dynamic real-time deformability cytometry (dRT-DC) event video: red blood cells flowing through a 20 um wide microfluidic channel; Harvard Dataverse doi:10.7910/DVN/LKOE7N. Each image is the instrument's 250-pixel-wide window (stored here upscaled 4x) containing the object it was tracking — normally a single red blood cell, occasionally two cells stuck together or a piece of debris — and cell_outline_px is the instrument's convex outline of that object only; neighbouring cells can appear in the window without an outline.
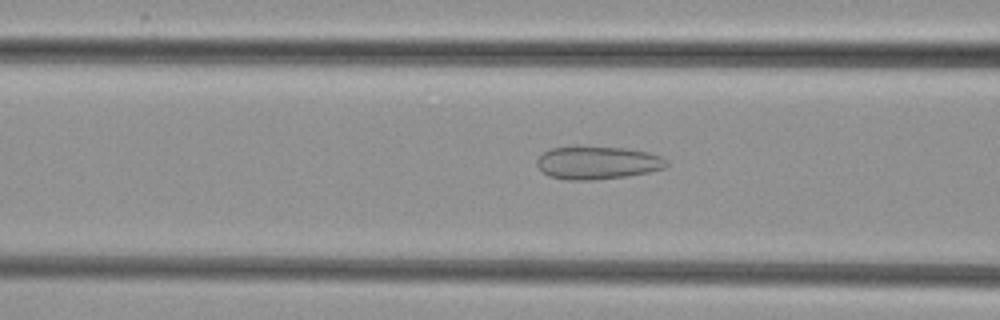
{"species": "common noctule bat (a hibernating species)", "species_latin": "Nyctalus noctula", "temperature_condition": "cold", "stored_images_in_passage": 42, "camera_frame_rate_fps": 3000, "um_per_image_px": 0.085, "animal": {"sex": "female", "body_mass_g": 29.2, "forearm_length_mm": 56.3}, "frame": {"image": 1, "passage_image": 17, "time_ms": 5.333, "image_size_px": [1000, 320], "cell_outline_px": [[668, 164], [664, 168], [648, 172], [624, 176], [596, 180], [568, 180], [548, 176], [536, 164], [536, 160], [544, 152], [552, 148], [624, 148], [648, 152], [660, 156]], "centroid_in_image_um": [50.77, 13.86], "position_along_channel_um": 115.8, "area_um2": 24.22}}
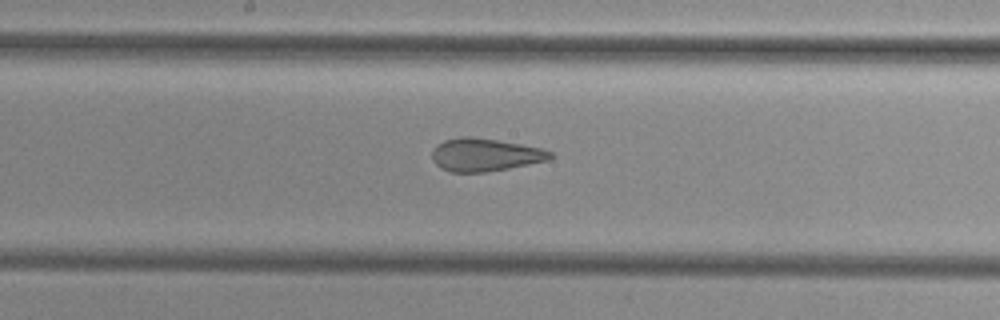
{"frame": {"image": 2, "passage_image": 24, "time_ms": 7.667, "image_size_px": [1000, 320], "cell_outline_px": [[556, 156], [552, 160], [508, 168], [484, 172], [452, 172], [440, 168], [432, 160], [432, 148], [436, 144], [444, 140], [460, 136], [472, 136], [520, 144], [540, 148], [552, 152]], "centroid_in_image_um": [41.22, 13.15], "position_along_channel_um": 207.0, "area_um2": 22.89}}
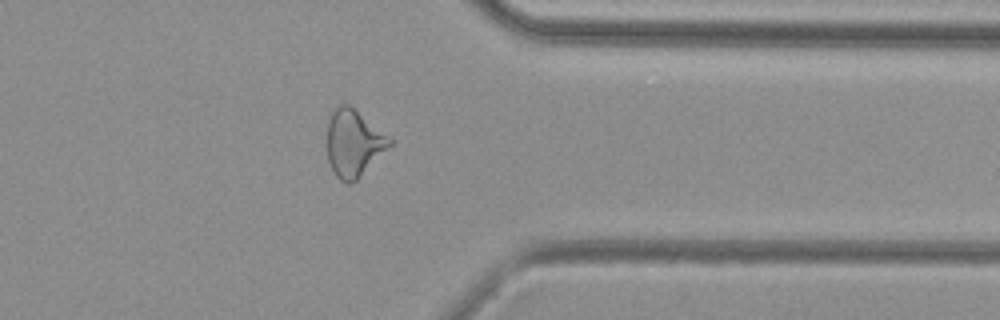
{"frame": {"image": 3, "passage_image": 38, "time_ms": 12.333, "image_size_px": [1000, 320], "cell_outline_px": [[392, 144], [352, 184], [348, 184], [340, 180], [336, 176], [328, 160], [328, 120], [332, 112], [340, 104], [348, 104], [392, 140]], "centroid_in_image_um": [30.03, 12.19], "position_along_channel_um": 381.4, "area_um2": 23.7}}